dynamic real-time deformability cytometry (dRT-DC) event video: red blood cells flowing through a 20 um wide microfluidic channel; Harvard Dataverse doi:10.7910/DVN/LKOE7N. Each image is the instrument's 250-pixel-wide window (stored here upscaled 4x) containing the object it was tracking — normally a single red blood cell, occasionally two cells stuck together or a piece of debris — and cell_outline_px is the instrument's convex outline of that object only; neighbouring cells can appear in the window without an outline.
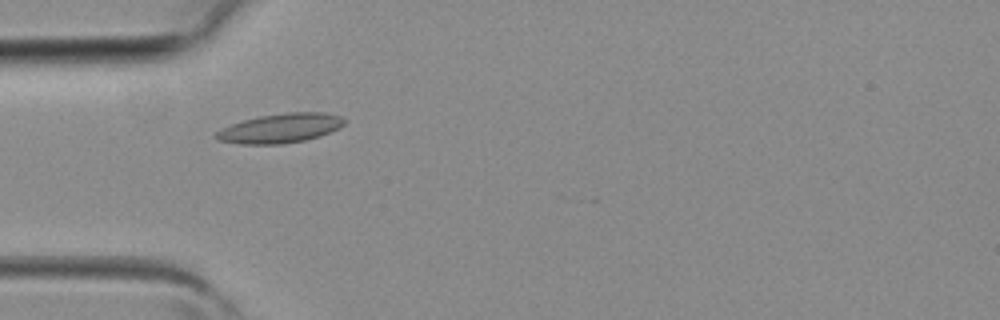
{"species": "common noctule bat (a hibernating species)", "species_latin": "Nyctalus noctula", "temperature_condition": "room temperature", "stored_images_in_passage": 3, "camera_frame_rate_fps": 3000, "um_per_image_px": 0.085, "animal": {"sex": "female", "body_mass_g": 19.3, "forearm_length_mm": 54.1}, "frame": {"image": 1, "passage_image": 2, "time_ms": 0.333, "image_size_px": [1000, 320], "cell_outline_px": [[348, 120], [340, 128], [320, 136], [304, 140], [280, 144], [240, 144], [220, 140], [212, 136], [220, 128], [244, 120], [260, 116], [288, 112], [324, 112], [340, 116]], "centroid_in_image_um": [23.85, 10.89], "position_along_channel_um": 61.2, "area_um2": 21.96}}
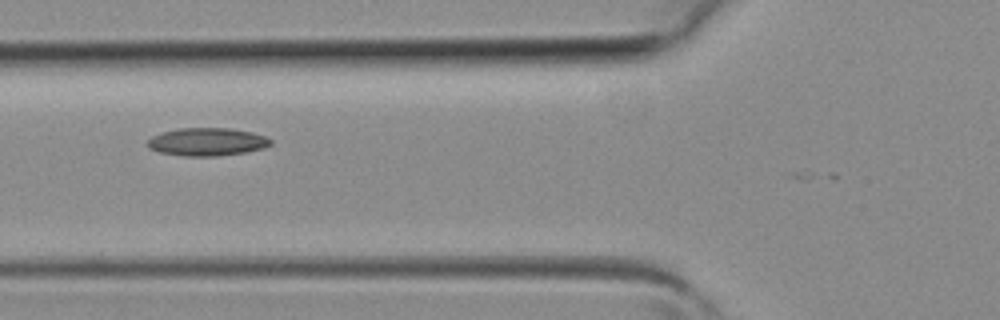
{"frame": {"image": 2, "passage_image": 3, "time_ms": 0.667, "image_size_px": [1000, 320], "cell_outline_px": [[272, 144], [264, 148], [244, 152], [216, 156], [184, 156], [160, 152], [148, 148], [148, 140], [152, 136], [176, 128], [232, 128], [252, 132], [264, 136], [272, 140]], "centroid_in_image_um": [17.61, 12.05], "position_along_channel_um": 108.2, "area_um2": 20.0}}